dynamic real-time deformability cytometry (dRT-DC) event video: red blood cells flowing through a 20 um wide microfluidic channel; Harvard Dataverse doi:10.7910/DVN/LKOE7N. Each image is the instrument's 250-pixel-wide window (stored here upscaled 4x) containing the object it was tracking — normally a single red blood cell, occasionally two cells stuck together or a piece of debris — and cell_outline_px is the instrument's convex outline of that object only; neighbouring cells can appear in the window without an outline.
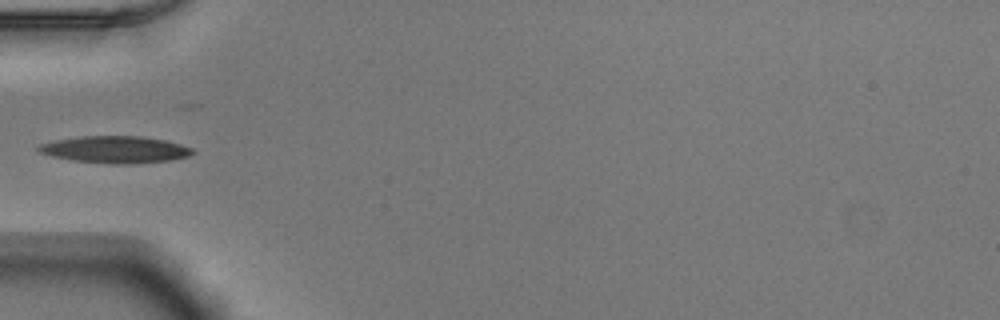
{"species": "Egyptian fruit bat (a non-hibernating species)", "species_latin": "Rousettus aegyptiacus", "temperature_condition": "warm", "stored_images_in_passage": 32, "camera_frame_rate_fps": 3000, "um_per_image_px": 0.085, "animal": {"sex": "male"}, "frame": {"image": 1, "passage_image": 1, "time_ms": 0.0, "image_size_px": [1000, 320], "cell_outline_px": [[196, 152], [188, 156], [172, 160], [132, 164], [112, 164], [72, 160], [52, 156], [40, 152], [36, 148], [40, 144], [56, 140], [80, 136], [140, 136], [164, 140], [180, 144], [192, 148]], "centroid_in_image_um": [9.81, 12.71], "position_along_channel_um": 75.2, "area_um2": 24.16}}
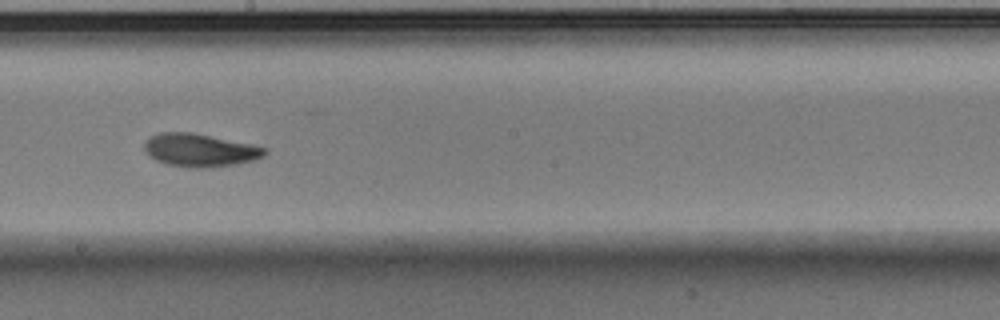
{"frame": {"image": 2, "passage_image": 13, "time_ms": 4.0, "image_size_px": [1000, 320], "cell_outline_px": [[268, 152], [264, 156], [256, 160], [236, 164], [208, 168], [188, 168], [168, 164], [156, 160], [144, 148], [144, 144], [152, 136], [160, 132], [192, 132], [252, 144], [268, 148]], "centroid_in_image_um": [17.07, 12.77], "position_along_channel_um": 231.1, "area_um2": 23.18}}
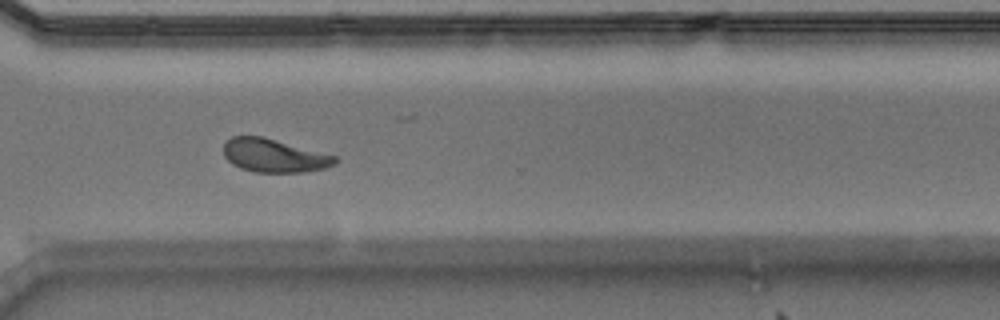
{"frame": {"image": 3, "passage_image": 22, "time_ms": 7.0, "image_size_px": [1000, 320], "cell_outline_px": [[336, 164], [324, 168], [304, 172], [256, 172], [240, 168], [232, 164], [224, 156], [224, 140], [232, 136], [264, 136], [336, 156]], "centroid_in_image_um": [23.26, 13.21], "position_along_channel_um": 347.3, "area_um2": 21.73}}